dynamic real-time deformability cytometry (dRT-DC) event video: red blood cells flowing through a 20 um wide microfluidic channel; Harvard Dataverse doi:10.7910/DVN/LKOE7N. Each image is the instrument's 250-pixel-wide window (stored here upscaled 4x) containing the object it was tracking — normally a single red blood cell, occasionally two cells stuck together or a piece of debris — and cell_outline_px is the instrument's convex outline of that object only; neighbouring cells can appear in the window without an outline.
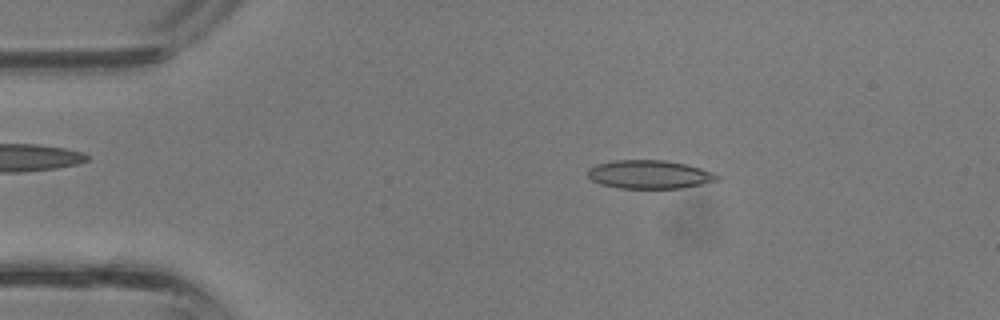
{"species": "common noctule bat (a hibernating species)", "species_latin": "Nyctalus noctula", "temperature_condition": "room temperature", "stored_images_in_passage": 37, "camera_frame_rate_fps": 3000, "um_per_image_px": 0.085, "animal": {"sex": "male", "body_mass_g": 13.3}, "frame": {"image": 1, "passage_image": 7, "time_ms": 2.0, "image_size_px": [1000, 320], "cell_outline_px": [[720, 180], [680, 188], [616, 188], [600, 184], [592, 180], [588, 176], [588, 168], [596, 164], [616, 160], [664, 160], [688, 164], [712, 172], [720, 176]], "centroid_in_image_um": [55.19, 14.82], "position_along_channel_um": 29.8, "area_um2": 21.5}}
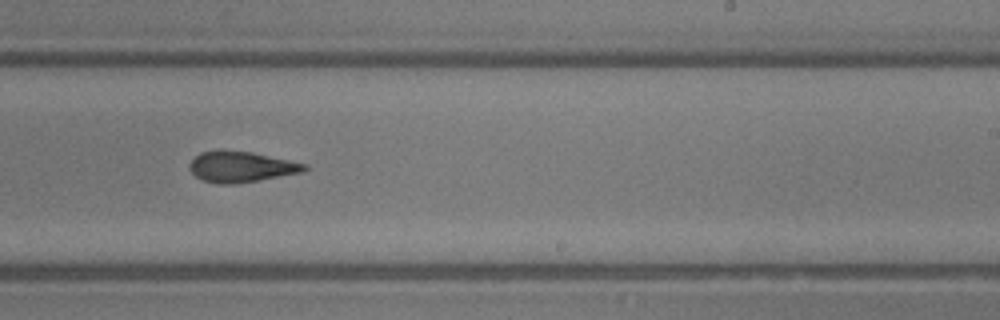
{"frame": {"image": 2, "passage_image": 23, "time_ms": 7.333, "image_size_px": [1000, 320], "cell_outline_px": [[308, 168], [304, 172], [232, 184], [220, 184], [204, 180], [196, 176], [192, 172], [188, 164], [200, 152], [220, 148], [252, 152], [308, 164]], "centroid_in_image_um": [20.49, 14.14], "position_along_channel_um": 268.5, "area_um2": 20.69}}
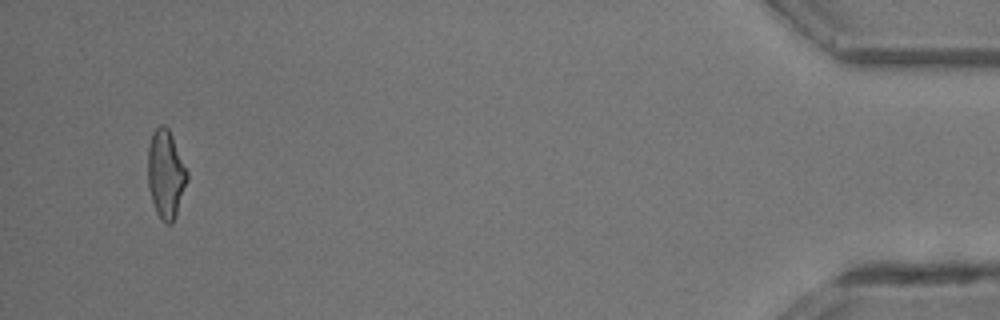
{"frame": {"image": 3, "passage_image": 36, "time_ms": 11.667, "image_size_px": [1000, 320], "cell_outline_px": [[188, 180], [176, 216], [172, 224], [164, 224], [156, 212], [152, 200], [148, 184], [148, 144], [152, 132], [160, 124], [164, 124], [168, 128], [172, 136], [188, 172]], "centroid_in_image_um": [14.09, 14.81], "position_along_channel_um": 421.1, "area_um2": 20.35}}